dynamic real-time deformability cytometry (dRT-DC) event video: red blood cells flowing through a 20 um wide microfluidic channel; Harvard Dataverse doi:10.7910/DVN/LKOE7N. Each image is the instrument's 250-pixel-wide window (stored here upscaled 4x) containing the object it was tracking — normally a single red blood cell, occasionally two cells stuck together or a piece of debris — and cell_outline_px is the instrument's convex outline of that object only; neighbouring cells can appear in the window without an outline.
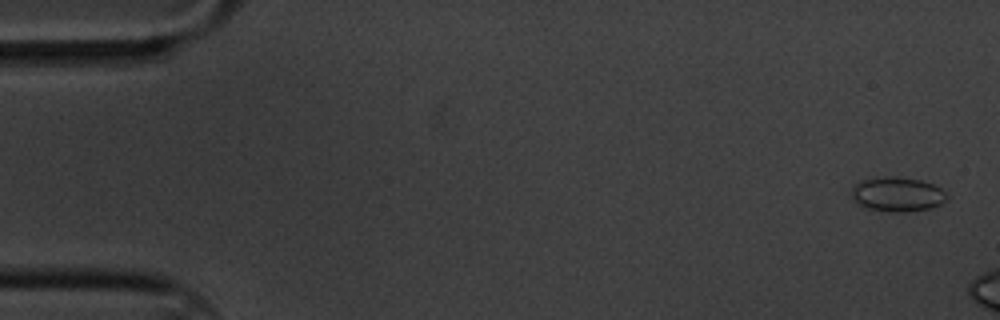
{"species": "common noctule bat (a hibernating species)", "species_latin": "Nyctalus noctula", "temperature_condition": "cold", "stored_images_in_passage": 9, "camera_frame_rate_fps": 3000, "um_per_image_px": 0.085, "animal": {"sex": "male", "body_mass_g": 20.1, "forearm_length_mm": 53.5}, "frame": {"image": 1, "passage_image": 2, "time_ms": 0.333, "image_size_px": [1000, 320], "cell_outline_px": [[948, 196], [940, 204], [932, 208], [904, 212], [892, 212], [864, 208], [852, 200], [852, 188], [860, 180], [884, 176], [896, 176], [920, 180], [932, 184], [940, 188]], "centroid_in_image_um": [76.23, 16.52], "position_along_channel_um": 8.8, "area_um2": 19.25}}